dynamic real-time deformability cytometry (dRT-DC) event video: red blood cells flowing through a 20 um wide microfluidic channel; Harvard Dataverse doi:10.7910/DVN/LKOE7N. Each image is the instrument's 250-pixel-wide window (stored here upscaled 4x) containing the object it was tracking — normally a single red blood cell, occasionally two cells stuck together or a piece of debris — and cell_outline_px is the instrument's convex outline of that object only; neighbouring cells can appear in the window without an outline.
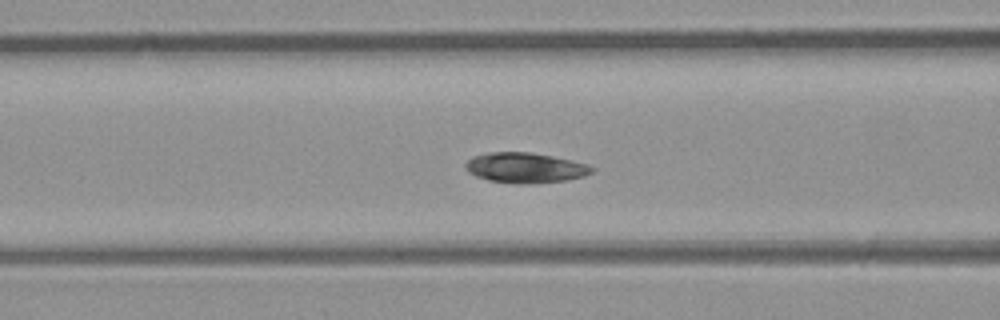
{"species": "common noctule bat (a hibernating species)", "species_latin": "Nyctalus noctula", "temperature_condition": "room temperature", "stored_images_in_passage": 34, "camera_frame_rate_fps": 3000, "um_per_image_px": 0.085, "animal": {"sex": "male", "body_mass_g": 23.1, "forearm_length_mm": 52.7}, "frame": {"image": 1, "passage_image": 4, "time_ms": 1.0, "image_size_px": [1000, 320], "cell_outline_px": [[596, 168], [592, 172], [584, 176], [568, 180], [528, 184], [516, 184], [488, 180], [476, 176], [468, 172], [464, 168], [464, 164], [472, 156], [488, 152], [528, 152], [552, 156], [572, 160], [588, 164]], "centroid_in_image_um": [44.64, 14.26], "position_along_channel_um": 122.0, "area_um2": 22.48}}
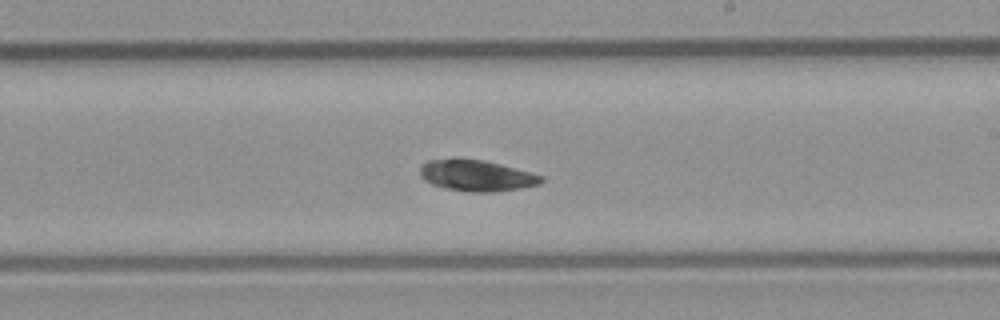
{"frame": {"image": 2, "passage_image": 13, "time_ms": 4.0, "image_size_px": [1000, 320], "cell_outline_px": [[544, 180], [540, 184], [520, 188], [496, 192], [468, 192], [444, 188], [432, 184], [424, 180], [420, 176], [420, 164], [428, 160], [452, 156], [460, 156], [484, 160], [500, 164], [544, 176]], "centroid_in_image_um": [40.44, 14.89], "position_along_channel_um": 248.6, "area_um2": 22.72}}
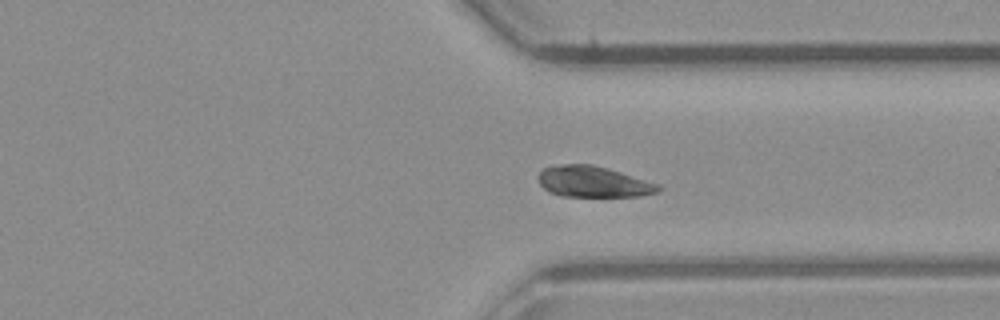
{"frame": {"image": 3, "passage_image": 21, "time_ms": 6.667, "image_size_px": [1000, 320], "cell_outline_px": [[664, 188], [660, 192], [640, 196], [560, 196], [548, 192], [540, 184], [536, 176], [544, 168], [552, 164], [592, 164], [608, 168], [660, 184]], "centroid_in_image_um": [50.43, 15.44], "position_along_channel_um": 361.0, "area_um2": 22.08}}